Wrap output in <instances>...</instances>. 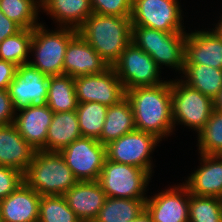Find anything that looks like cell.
<instances>
[{
    "mask_svg": "<svg viewBox=\"0 0 222 222\" xmlns=\"http://www.w3.org/2000/svg\"><path fill=\"white\" fill-rule=\"evenodd\" d=\"M126 98L133 109L136 130L151 133L161 141L174 131L171 81L129 89Z\"/></svg>",
    "mask_w": 222,
    "mask_h": 222,
    "instance_id": "cell-1",
    "label": "cell"
},
{
    "mask_svg": "<svg viewBox=\"0 0 222 222\" xmlns=\"http://www.w3.org/2000/svg\"><path fill=\"white\" fill-rule=\"evenodd\" d=\"M78 33L108 66H113L131 43V17L92 13L78 29Z\"/></svg>",
    "mask_w": 222,
    "mask_h": 222,
    "instance_id": "cell-2",
    "label": "cell"
},
{
    "mask_svg": "<svg viewBox=\"0 0 222 222\" xmlns=\"http://www.w3.org/2000/svg\"><path fill=\"white\" fill-rule=\"evenodd\" d=\"M24 182L41 196L64 195L78 179L59 152L35 151Z\"/></svg>",
    "mask_w": 222,
    "mask_h": 222,
    "instance_id": "cell-3",
    "label": "cell"
},
{
    "mask_svg": "<svg viewBox=\"0 0 222 222\" xmlns=\"http://www.w3.org/2000/svg\"><path fill=\"white\" fill-rule=\"evenodd\" d=\"M186 32L167 33L143 26H132L133 42L138 48L149 54L160 68L171 66L178 71L185 69Z\"/></svg>",
    "mask_w": 222,
    "mask_h": 222,
    "instance_id": "cell-4",
    "label": "cell"
},
{
    "mask_svg": "<svg viewBox=\"0 0 222 222\" xmlns=\"http://www.w3.org/2000/svg\"><path fill=\"white\" fill-rule=\"evenodd\" d=\"M43 25L33 28L30 52H35L36 61L28 63L47 76L62 75L67 45L78 30L60 27L49 32Z\"/></svg>",
    "mask_w": 222,
    "mask_h": 222,
    "instance_id": "cell-5",
    "label": "cell"
},
{
    "mask_svg": "<svg viewBox=\"0 0 222 222\" xmlns=\"http://www.w3.org/2000/svg\"><path fill=\"white\" fill-rule=\"evenodd\" d=\"M171 96L174 128L181 123L198 133L214 111V100L190 87L182 78L171 80Z\"/></svg>",
    "mask_w": 222,
    "mask_h": 222,
    "instance_id": "cell-6",
    "label": "cell"
},
{
    "mask_svg": "<svg viewBox=\"0 0 222 222\" xmlns=\"http://www.w3.org/2000/svg\"><path fill=\"white\" fill-rule=\"evenodd\" d=\"M151 177L139 167L105 159L98 182L107 197L147 199L144 195Z\"/></svg>",
    "mask_w": 222,
    "mask_h": 222,
    "instance_id": "cell-7",
    "label": "cell"
},
{
    "mask_svg": "<svg viewBox=\"0 0 222 222\" xmlns=\"http://www.w3.org/2000/svg\"><path fill=\"white\" fill-rule=\"evenodd\" d=\"M124 90L136 87L156 86L165 81L160 80V69L153 58L131 42L113 64Z\"/></svg>",
    "mask_w": 222,
    "mask_h": 222,
    "instance_id": "cell-8",
    "label": "cell"
},
{
    "mask_svg": "<svg viewBox=\"0 0 222 222\" xmlns=\"http://www.w3.org/2000/svg\"><path fill=\"white\" fill-rule=\"evenodd\" d=\"M160 141L151 133L135 130L105 145L106 159L139 167L152 175L150 153Z\"/></svg>",
    "mask_w": 222,
    "mask_h": 222,
    "instance_id": "cell-9",
    "label": "cell"
},
{
    "mask_svg": "<svg viewBox=\"0 0 222 222\" xmlns=\"http://www.w3.org/2000/svg\"><path fill=\"white\" fill-rule=\"evenodd\" d=\"M178 0H133L132 26H143L167 33L185 32Z\"/></svg>",
    "mask_w": 222,
    "mask_h": 222,
    "instance_id": "cell-10",
    "label": "cell"
},
{
    "mask_svg": "<svg viewBox=\"0 0 222 222\" xmlns=\"http://www.w3.org/2000/svg\"><path fill=\"white\" fill-rule=\"evenodd\" d=\"M78 181H98L106 146L93 138L81 137L59 152Z\"/></svg>",
    "mask_w": 222,
    "mask_h": 222,
    "instance_id": "cell-11",
    "label": "cell"
},
{
    "mask_svg": "<svg viewBox=\"0 0 222 222\" xmlns=\"http://www.w3.org/2000/svg\"><path fill=\"white\" fill-rule=\"evenodd\" d=\"M78 103L98 102L106 106L118 104L126 97V91L112 66L99 74L74 78Z\"/></svg>",
    "mask_w": 222,
    "mask_h": 222,
    "instance_id": "cell-12",
    "label": "cell"
},
{
    "mask_svg": "<svg viewBox=\"0 0 222 222\" xmlns=\"http://www.w3.org/2000/svg\"><path fill=\"white\" fill-rule=\"evenodd\" d=\"M48 80L49 76L29 63L17 66L15 77L8 88L15 112L29 106L47 105Z\"/></svg>",
    "mask_w": 222,
    "mask_h": 222,
    "instance_id": "cell-13",
    "label": "cell"
},
{
    "mask_svg": "<svg viewBox=\"0 0 222 222\" xmlns=\"http://www.w3.org/2000/svg\"><path fill=\"white\" fill-rule=\"evenodd\" d=\"M190 192L184 184L162 190L146 199L153 222H189Z\"/></svg>",
    "mask_w": 222,
    "mask_h": 222,
    "instance_id": "cell-14",
    "label": "cell"
},
{
    "mask_svg": "<svg viewBox=\"0 0 222 222\" xmlns=\"http://www.w3.org/2000/svg\"><path fill=\"white\" fill-rule=\"evenodd\" d=\"M108 67V64L79 33L69 41L64 56L63 74L75 78L99 74Z\"/></svg>",
    "mask_w": 222,
    "mask_h": 222,
    "instance_id": "cell-15",
    "label": "cell"
},
{
    "mask_svg": "<svg viewBox=\"0 0 222 222\" xmlns=\"http://www.w3.org/2000/svg\"><path fill=\"white\" fill-rule=\"evenodd\" d=\"M185 64H199L222 69V38L214 31L186 34Z\"/></svg>",
    "mask_w": 222,
    "mask_h": 222,
    "instance_id": "cell-16",
    "label": "cell"
},
{
    "mask_svg": "<svg viewBox=\"0 0 222 222\" xmlns=\"http://www.w3.org/2000/svg\"><path fill=\"white\" fill-rule=\"evenodd\" d=\"M19 112H16L13 124L20 135L36 151H46L48 127L52 122L54 112L48 105L42 107L29 106Z\"/></svg>",
    "mask_w": 222,
    "mask_h": 222,
    "instance_id": "cell-17",
    "label": "cell"
},
{
    "mask_svg": "<svg viewBox=\"0 0 222 222\" xmlns=\"http://www.w3.org/2000/svg\"><path fill=\"white\" fill-rule=\"evenodd\" d=\"M63 196L81 222H93L107 198L98 181H78Z\"/></svg>",
    "mask_w": 222,
    "mask_h": 222,
    "instance_id": "cell-18",
    "label": "cell"
},
{
    "mask_svg": "<svg viewBox=\"0 0 222 222\" xmlns=\"http://www.w3.org/2000/svg\"><path fill=\"white\" fill-rule=\"evenodd\" d=\"M41 195L23 182L0 201V222H38Z\"/></svg>",
    "mask_w": 222,
    "mask_h": 222,
    "instance_id": "cell-19",
    "label": "cell"
},
{
    "mask_svg": "<svg viewBox=\"0 0 222 222\" xmlns=\"http://www.w3.org/2000/svg\"><path fill=\"white\" fill-rule=\"evenodd\" d=\"M200 155V168L184 184L191 194L222 199V156Z\"/></svg>",
    "mask_w": 222,
    "mask_h": 222,
    "instance_id": "cell-20",
    "label": "cell"
},
{
    "mask_svg": "<svg viewBox=\"0 0 222 222\" xmlns=\"http://www.w3.org/2000/svg\"><path fill=\"white\" fill-rule=\"evenodd\" d=\"M35 149L20 135L14 124L0 126V165L27 171Z\"/></svg>",
    "mask_w": 222,
    "mask_h": 222,
    "instance_id": "cell-21",
    "label": "cell"
},
{
    "mask_svg": "<svg viewBox=\"0 0 222 222\" xmlns=\"http://www.w3.org/2000/svg\"><path fill=\"white\" fill-rule=\"evenodd\" d=\"M40 6L59 27L78 30L93 13L90 0H40Z\"/></svg>",
    "mask_w": 222,
    "mask_h": 222,
    "instance_id": "cell-22",
    "label": "cell"
},
{
    "mask_svg": "<svg viewBox=\"0 0 222 222\" xmlns=\"http://www.w3.org/2000/svg\"><path fill=\"white\" fill-rule=\"evenodd\" d=\"M81 137L76 110L54 113L48 127L46 151L60 152Z\"/></svg>",
    "mask_w": 222,
    "mask_h": 222,
    "instance_id": "cell-23",
    "label": "cell"
},
{
    "mask_svg": "<svg viewBox=\"0 0 222 222\" xmlns=\"http://www.w3.org/2000/svg\"><path fill=\"white\" fill-rule=\"evenodd\" d=\"M135 130L133 109L130 101L125 97L118 104L108 107L103 131L98 141L107 145L109 142Z\"/></svg>",
    "mask_w": 222,
    "mask_h": 222,
    "instance_id": "cell-24",
    "label": "cell"
},
{
    "mask_svg": "<svg viewBox=\"0 0 222 222\" xmlns=\"http://www.w3.org/2000/svg\"><path fill=\"white\" fill-rule=\"evenodd\" d=\"M183 80L190 87L200 91L205 96L217 97L222 89V69L207 65L185 64Z\"/></svg>",
    "mask_w": 222,
    "mask_h": 222,
    "instance_id": "cell-25",
    "label": "cell"
},
{
    "mask_svg": "<svg viewBox=\"0 0 222 222\" xmlns=\"http://www.w3.org/2000/svg\"><path fill=\"white\" fill-rule=\"evenodd\" d=\"M47 105L54 113L77 109L73 77L66 74L49 76Z\"/></svg>",
    "mask_w": 222,
    "mask_h": 222,
    "instance_id": "cell-26",
    "label": "cell"
},
{
    "mask_svg": "<svg viewBox=\"0 0 222 222\" xmlns=\"http://www.w3.org/2000/svg\"><path fill=\"white\" fill-rule=\"evenodd\" d=\"M146 209V199L107 197L93 222H131Z\"/></svg>",
    "mask_w": 222,
    "mask_h": 222,
    "instance_id": "cell-27",
    "label": "cell"
},
{
    "mask_svg": "<svg viewBox=\"0 0 222 222\" xmlns=\"http://www.w3.org/2000/svg\"><path fill=\"white\" fill-rule=\"evenodd\" d=\"M107 109L108 106L98 102L78 103L76 113L82 137L100 138Z\"/></svg>",
    "mask_w": 222,
    "mask_h": 222,
    "instance_id": "cell-28",
    "label": "cell"
},
{
    "mask_svg": "<svg viewBox=\"0 0 222 222\" xmlns=\"http://www.w3.org/2000/svg\"><path fill=\"white\" fill-rule=\"evenodd\" d=\"M40 5V0H0L3 14L23 29H33L40 24L37 23Z\"/></svg>",
    "mask_w": 222,
    "mask_h": 222,
    "instance_id": "cell-29",
    "label": "cell"
},
{
    "mask_svg": "<svg viewBox=\"0 0 222 222\" xmlns=\"http://www.w3.org/2000/svg\"><path fill=\"white\" fill-rule=\"evenodd\" d=\"M33 29H22L17 34L5 38L0 43V59L17 66L28 63Z\"/></svg>",
    "mask_w": 222,
    "mask_h": 222,
    "instance_id": "cell-30",
    "label": "cell"
},
{
    "mask_svg": "<svg viewBox=\"0 0 222 222\" xmlns=\"http://www.w3.org/2000/svg\"><path fill=\"white\" fill-rule=\"evenodd\" d=\"M38 222H81L63 195L41 196Z\"/></svg>",
    "mask_w": 222,
    "mask_h": 222,
    "instance_id": "cell-31",
    "label": "cell"
},
{
    "mask_svg": "<svg viewBox=\"0 0 222 222\" xmlns=\"http://www.w3.org/2000/svg\"><path fill=\"white\" fill-rule=\"evenodd\" d=\"M199 153L219 155L222 153V113L214 109L206 125L198 132Z\"/></svg>",
    "mask_w": 222,
    "mask_h": 222,
    "instance_id": "cell-32",
    "label": "cell"
},
{
    "mask_svg": "<svg viewBox=\"0 0 222 222\" xmlns=\"http://www.w3.org/2000/svg\"><path fill=\"white\" fill-rule=\"evenodd\" d=\"M189 222H222V199L190 193Z\"/></svg>",
    "mask_w": 222,
    "mask_h": 222,
    "instance_id": "cell-33",
    "label": "cell"
},
{
    "mask_svg": "<svg viewBox=\"0 0 222 222\" xmlns=\"http://www.w3.org/2000/svg\"><path fill=\"white\" fill-rule=\"evenodd\" d=\"M93 13L131 17L133 0H90Z\"/></svg>",
    "mask_w": 222,
    "mask_h": 222,
    "instance_id": "cell-34",
    "label": "cell"
},
{
    "mask_svg": "<svg viewBox=\"0 0 222 222\" xmlns=\"http://www.w3.org/2000/svg\"><path fill=\"white\" fill-rule=\"evenodd\" d=\"M24 182V174L16 169L0 165V201Z\"/></svg>",
    "mask_w": 222,
    "mask_h": 222,
    "instance_id": "cell-35",
    "label": "cell"
},
{
    "mask_svg": "<svg viewBox=\"0 0 222 222\" xmlns=\"http://www.w3.org/2000/svg\"><path fill=\"white\" fill-rule=\"evenodd\" d=\"M15 114L8 90L0 89V126L13 124Z\"/></svg>",
    "mask_w": 222,
    "mask_h": 222,
    "instance_id": "cell-36",
    "label": "cell"
},
{
    "mask_svg": "<svg viewBox=\"0 0 222 222\" xmlns=\"http://www.w3.org/2000/svg\"><path fill=\"white\" fill-rule=\"evenodd\" d=\"M17 72V65L0 59V89L8 90Z\"/></svg>",
    "mask_w": 222,
    "mask_h": 222,
    "instance_id": "cell-37",
    "label": "cell"
},
{
    "mask_svg": "<svg viewBox=\"0 0 222 222\" xmlns=\"http://www.w3.org/2000/svg\"><path fill=\"white\" fill-rule=\"evenodd\" d=\"M23 28L13 20L9 19L0 10V43L7 37L13 36Z\"/></svg>",
    "mask_w": 222,
    "mask_h": 222,
    "instance_id": "cell-38",
    "label": "cell"
},
{
    "mask_svg": "<svg viewBox=\"0 0 222 222\" xmlns=\"http://www.w3.org/2000/svg\"><path fill=\"white\" fill-rule=\"evenodd\" d=\"M131 222H153L151 215L145 209L138 217Z\"/></svg>",
    "mask_w": 222,
    "mask_h": 222,
    "instance_id": "cell-39",
    "label": "cell"
},
{
    "mask_svg": "<svg viewBox=\"0 0 222 222\" xmlns=\"http://www.w3.org/2000/svg\"><path fill=\"white\" fill-rule=\"evenodd\" d=\"M214 109L222 113V89L217 97L214 99Z\"/></svg>",
    "mask_w": 222,
    "mask_h": 222,
    "instance_id": "cell-40",
    "label": "cell"
},
{
    "mask_svg": "<svg viewBox=\"0 0 222 222\" xmlns=\"http://www.w3.org/2000/svg\"><path fill=\"white\" fill-rule=\"evenodd\" d=\"M216 29L214 30L222 38V17L218 24L215 25Z\"/></svg>",
    "mask_w": 222,
    "mask_h": 222,
    "instance_id": "cell-41",
    "label": "cell"
}]
</instances>
